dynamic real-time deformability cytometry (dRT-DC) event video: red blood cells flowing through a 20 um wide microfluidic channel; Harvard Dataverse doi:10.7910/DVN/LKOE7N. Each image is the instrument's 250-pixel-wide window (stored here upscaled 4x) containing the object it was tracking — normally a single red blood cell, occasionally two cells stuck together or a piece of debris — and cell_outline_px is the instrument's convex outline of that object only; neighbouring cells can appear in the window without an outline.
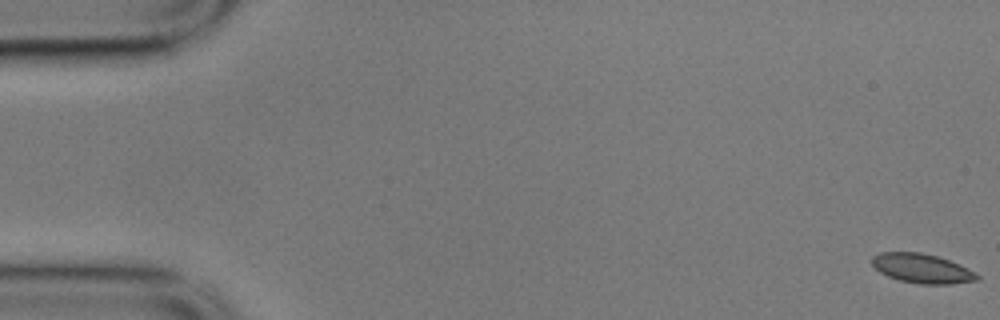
{"species": "common noctule bat (a hibernating species)", "species_latin": "Nyctalus noctula", "temperature_condition": "cold", "stored_images_in_passage": 57, "camera_frame_rate_fps": 3000, "um_per_image_px": 0.085, "animal": {"sex": "male", "body_mass_g": 17.9}, "frame": {"image": 1, "passage_image": 1, "time_ms": 0.0, "image_size_px": [1000, 320], "cell_outline_px": [[980, 280], [948, 284], [920, 284], [900, 280], [888, 276], [880, 272], [872, 264], [872, 256], [880, 252], [920, 252], [936, 256], [960, 264], [980, 276]], "centroid_in_image_um": [78.37, 22.81], "position_along_channel_um": 6.6, "area_um2": 17.86}}
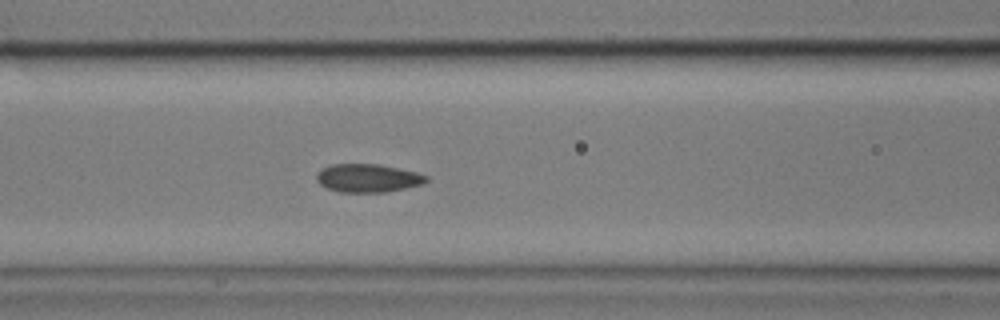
{"frame": {"image": 2, "passage_image": 24, "time_ms": 7.667, "image_size_px": [1000, 320], "cell_outline_px": [[428, 180], [424, 184], [384, 192], [340, 192], [328, 188], [320, 184], [316, 180], [316, 172], [320, 168], [332, 164], [380, 164], [416, 172], [428, 176]], "centroid_in_image_um": [31.24, 15.13], "position_along_channel_um": 135.4, "area_um2": 18.15}}
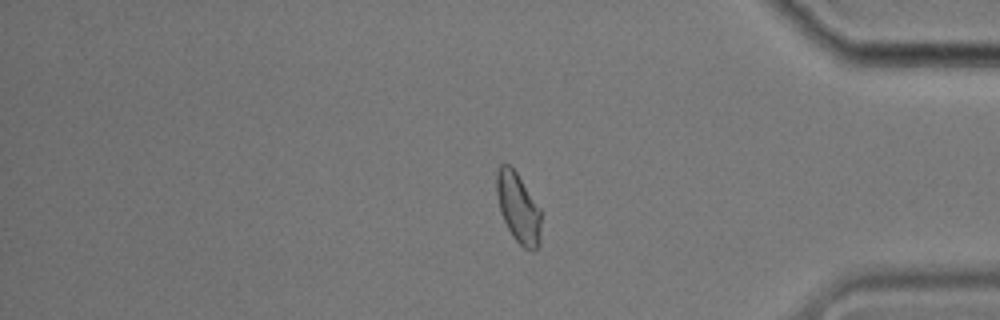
{"frame": {"image": 3, "passage_image": 48, "time_ms": 15.667, "image_size_px": [1000, 320], "cell_outline_px": [[544, 212], [540, 244], [532, 252], [524, 248], [512, 236], [500, 212], [496, 196], [496, 172], [500, 164], [508, 164], [516, 172]], "centroid_in_image_um": [44.1, 17.7], "position_along_channel_um": 391.1, "area_um2": 18.79}, "authors_computed_cell_mechanics": {"area_um2": 18.3226, "velocity_mm_per_s": 3.4993, "shape_relaxation_time_tau1_ms": null, "shape_relaxation_time_tau2_ms": 0.872, "deformation_change_tau1": null, "deformation_change_tau2": 0.0399}}